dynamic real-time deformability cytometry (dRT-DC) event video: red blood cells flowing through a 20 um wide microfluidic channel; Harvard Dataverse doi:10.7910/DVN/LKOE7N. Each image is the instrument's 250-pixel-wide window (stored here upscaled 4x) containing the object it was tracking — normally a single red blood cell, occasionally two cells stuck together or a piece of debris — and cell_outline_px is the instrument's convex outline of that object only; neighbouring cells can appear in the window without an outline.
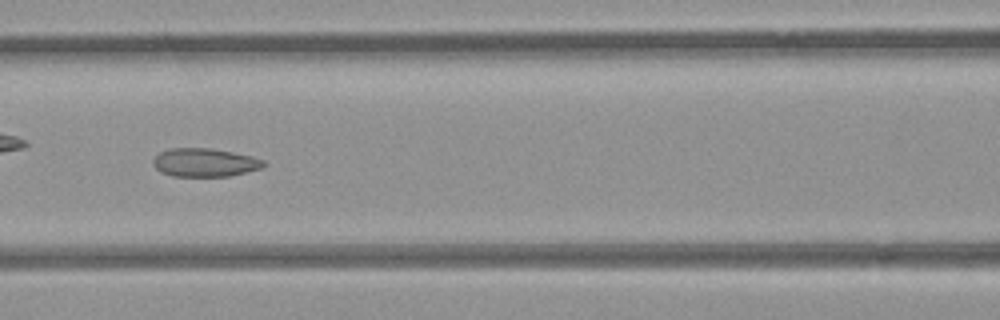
{"species": "common noctule bat (a hibernating species)", "species_latin": "Nyctalus noctula", "temperature_condition": "room temperature", "stored_images_in_passage": 53, "camera_frame_rate_fps": 3000, "um_per_image_px": 0.085, "animal": {"sex": "female", "body_mass_g": 21.9}, "frame": {"image": 1, "passage_image": 23, "time_ms": 7.333, "image_size_px": [1000, 320], "cell_outline_px": [[264, 164], [260, 168], [228, 176], [172, 176], [160, 172], [152, 164], [152, 160], [160, 152], [172, 148], [212, 148], [252, 156], [264, 160]], "centroid_in_image_um": [17.36, 13.81], "position_along_channel_um": 149.2, "area_um2": 18.15}, "authors_computed_cell_mechanics": {"area_um2": 19.8832, "velocity_mm_per_s": 3.8895, "shape_relaxation_time_tau1_ms": null, "shape_relaxation_time_tau2_ms": 1.3128, "deformation_change_tau1": null, "deformation_change_tau2": 0.0609}}